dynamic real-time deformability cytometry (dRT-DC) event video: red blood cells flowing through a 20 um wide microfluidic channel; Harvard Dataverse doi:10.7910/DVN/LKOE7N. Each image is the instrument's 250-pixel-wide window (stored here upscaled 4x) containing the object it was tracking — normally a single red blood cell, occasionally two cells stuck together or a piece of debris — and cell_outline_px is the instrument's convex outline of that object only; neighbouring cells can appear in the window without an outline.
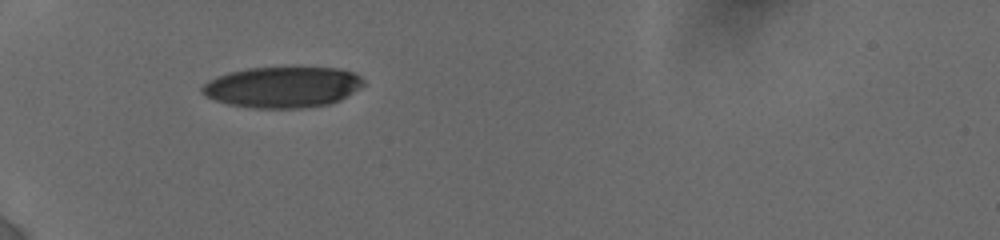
{"species": "human", "species_latin": "Homo sapiens", "temperature_condition": "cold", "stored_images_in_passage": 47, "camera_frame_rate_fps": 3000, "um_per_image_px": 0.085, "donor": {"sex": "female"}, "frame": {"image": 1, "passage_image": 1, "time_ms": 0.0, "image_size_px": [1000, 240], "cell_outline_px": [[364, 84], [360, 88], [340, 100], [328, 104], [304, 108], [252, 108], [228, 104], [212, 100], [204, 96], [200, 92], [200, 88], [208, 80], [232, 72], [248, 68], [296, 64], [300, 64], [336, 68], [352, 72], [360, 76], [364, 80]], "centroid_in_image_um": [24.03, 7.36], "position_along_channel_um": 61.0, "area_um2": 39.77}}
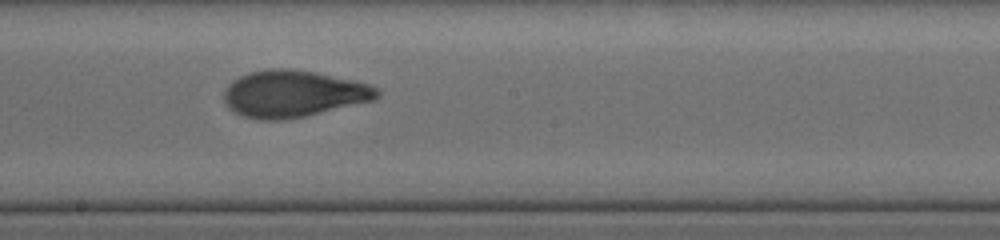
{"frame": {"image": 2, "passage_image": 26, "time_ms": 4.667, "image_size_px": [1000, 240], "cell_outline_px": [[380, 96], [376, 100], [304, 116], [284, 120], [260, 120], [244, 116], [232, 112], [224, 104], [224, 88], [232, 80], [248, 72], [272, 68], [292, 68], [316, 72], [352, 80], [368, 84], [380, 88]], "centroid_in_image_um": [24.91, 7.97], "position_along_channel_um": 223.3, "area_um2": 42.19}}
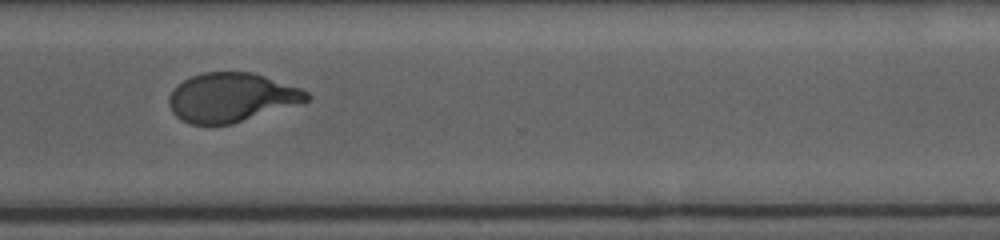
{"frame": {"image": 3, "passage_image": 46, "time_ms": 8.0, "image_size_px": [1000, 240], "cell_outline_px": [[312, 96], [304, 104], [232, 124], [192, 124], [176, 116], [172, 112], [168, 104], [168, 96], [172, 88], [176, 84], [192, 76], [204, 72], [252, 72], [300, 88], [308, 92]], "centroid_in_image_um": [19.7, 8.29], "position_along_channel_um": 350.9, "area_um2": 39.77}}